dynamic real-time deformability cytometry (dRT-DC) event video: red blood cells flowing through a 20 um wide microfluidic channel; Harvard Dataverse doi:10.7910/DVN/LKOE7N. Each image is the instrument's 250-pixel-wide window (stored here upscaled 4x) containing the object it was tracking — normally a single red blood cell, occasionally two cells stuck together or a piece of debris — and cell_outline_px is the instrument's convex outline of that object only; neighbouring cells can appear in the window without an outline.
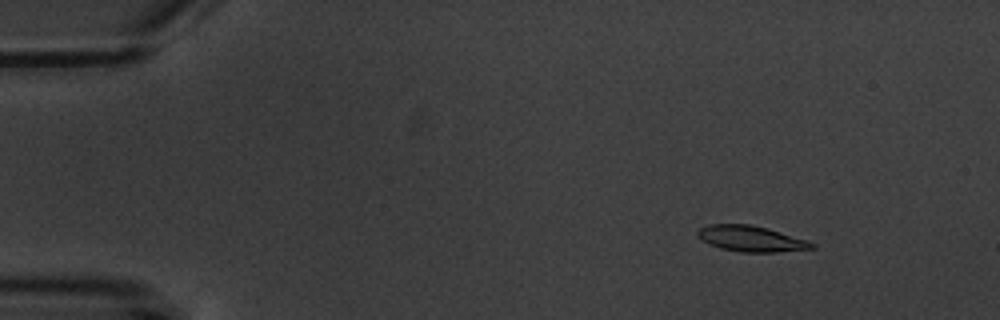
{"species": "common noctule bat (a hibernating species)", "species_latin": "Nyctalus noctula", "temperature_condition": "warm", "stored_images_in_passage": 4, "camera_frame_rate_fps": 3000, "um_per_image_px": 0.085, "animal": {"sex": "male", "body_mass_g": 20.1, "forearm_length_mm": 53.5}, "frame": {"image": 1, "passage_image": 3, "time_ms": 2.333, "image_size_px": [1000, 320], "cell_outline_px": [[816, 248], [776, 252], [740, 252], [720, 248], [708, 244], [700, 240], [696, 236], [696, 232], [700, 228], [708, 224], [752, 224], [768, 228], [808, 240], [816, 244]], "centroid_in_image_um": [63.82, 20.28], "position_along_channel_um": 21.2, "area_um2": 17.46}}